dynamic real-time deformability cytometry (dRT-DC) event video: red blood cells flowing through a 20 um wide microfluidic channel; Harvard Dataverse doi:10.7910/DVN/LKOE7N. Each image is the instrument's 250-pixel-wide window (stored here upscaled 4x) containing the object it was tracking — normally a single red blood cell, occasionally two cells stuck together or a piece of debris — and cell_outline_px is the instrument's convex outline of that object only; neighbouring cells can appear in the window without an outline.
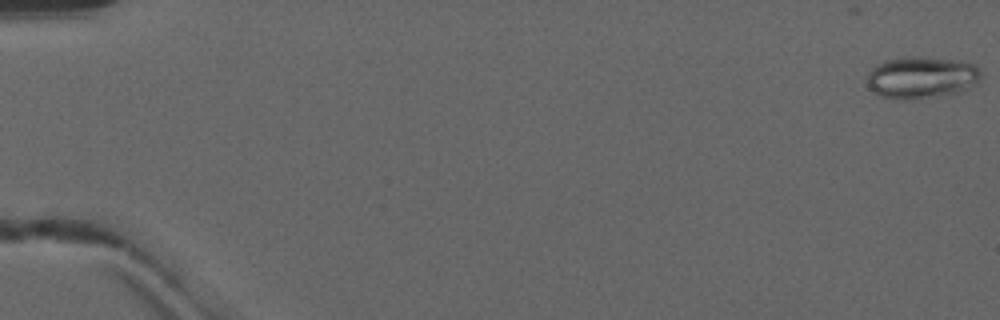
{"species": "common noctule bat (a hibernating species)", "species_latin": "Nyctalus noctula", "temperature_condition": "warm", "stored_images_in_passage": 51, "camera_frame_rate_fps": 3000, "um_per_image_px": 0.085, "animal": {"sex": "male", "forearm_length_mm": 52.5}, "frame": {"image": 1, "passage_image": 1, "time_ms": 0.0, "image_size_px": [1000, 320], "cell_outline_px": [[980, 80], [964, 92], [940, 96], [904, 100], [900, 100], [880, 96], [872, 92], [868, 88], [868, 72], [876, 64], [884, 60], [904, 56], [920, 56], [956, 60], [976, 64], [980, 72]], "centroid_in_image_um": [78.32, 6.58], "position_along_channel_um": 6.7, "area_um2": 28.44}}
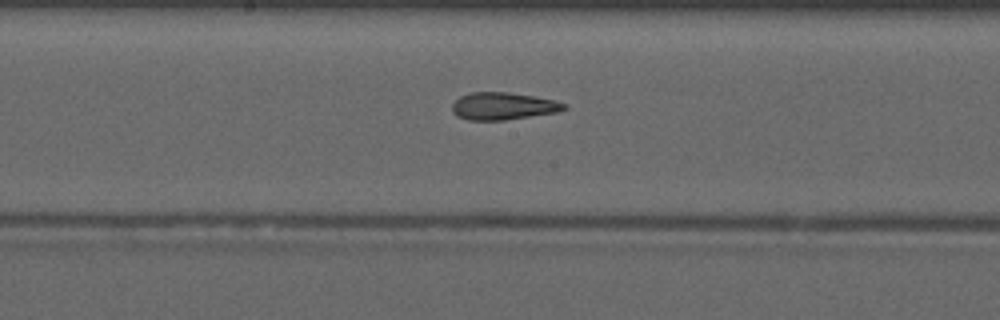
{"frame": {"image": 2, "passage_image": 28, "time_ms": 9.0, "image_size_px": [1000, 320], "cell_outline_px": [[568, 108], [556, 112], [504, 120], [468, 120], [456, 116], [452, 112], [452, 104], [460, 96], [468, 92], [508, 92], [536, 96], [552, 100], [564, 104]], "centroid_in_image_um": [42.71, 9.01], "position_along_channel_um": 205.5, "area_um2": 17.8}}
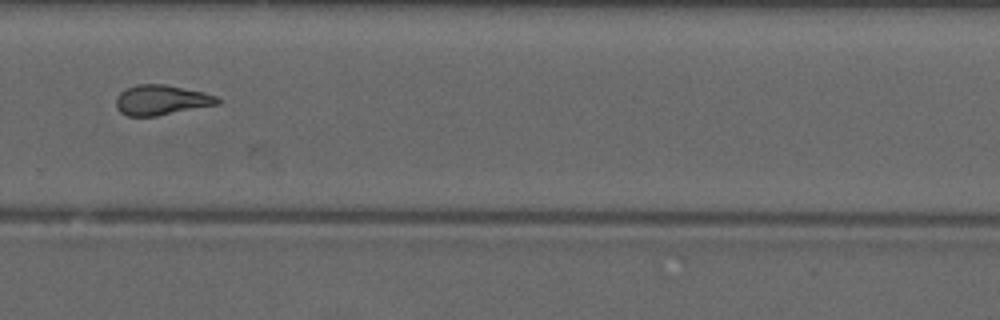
{"frame": {"image": 3, "passage_image": 36, "time_ms": 11.667, "image_size_px": [1000, 320], "cell_outline_px": [[220, 104], [156, 116], [128, 116], [120, 112], [116, 108], [116, 96], [120, 92], [136, 84], [164, 84], [204, 92], [220, 96]], "centroid_in_image_um": [13.74, 8.5], "position_along_channel_um": 316.1, "area_um2": 17.92}, "authors_computed_cell_mechanics": {"area_um2": 18.9006, "velocity_mm_per_s": 4.1723, "shape_relaxation_time_tau1_ms": null, "shape_relaxation_time_tau2_ms": 2.7689, "deformation_change_tau1": null, "deformation_change_tau2": 0.1222}}